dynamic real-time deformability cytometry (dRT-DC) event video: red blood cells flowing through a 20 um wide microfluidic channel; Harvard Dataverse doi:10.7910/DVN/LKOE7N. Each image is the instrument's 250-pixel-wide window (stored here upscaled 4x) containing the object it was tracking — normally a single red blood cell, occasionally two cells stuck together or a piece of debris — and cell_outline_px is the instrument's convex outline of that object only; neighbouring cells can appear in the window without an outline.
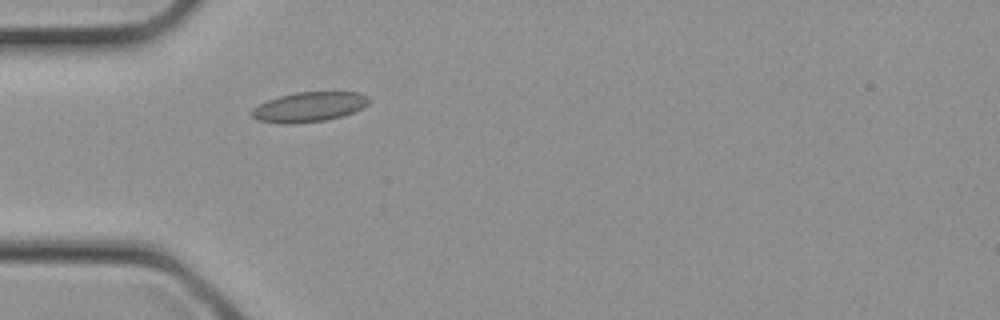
{"species": "common noctule bat (a hibernating species)", "species_latin": "Nyctalus noctula", "temperature_condition": "cold", "stored_images_in_passage": 1, "camera_frame_rate_fps": 3000, "um_per_image_px": 0.085, "animal": {"sex": "female", "body_mass_g": 21.9}, "frame": {"image": 1, "passage_image": 1, "time_ms": 0.0, "image_size_px": [1000, 320], "cell_outline_px": [[368, 104], [344, 116], [324, 120], [292, 124], [284, 124], [256, 120], [252, 116], [252, 108], [268, 100], [280, 96], [296, 92], [360, 92], [368, 96]], "centroid_in_image_um": [26.26, 9.09], "position_along_channel_um": 58.7, "area_um2": 20.23}}